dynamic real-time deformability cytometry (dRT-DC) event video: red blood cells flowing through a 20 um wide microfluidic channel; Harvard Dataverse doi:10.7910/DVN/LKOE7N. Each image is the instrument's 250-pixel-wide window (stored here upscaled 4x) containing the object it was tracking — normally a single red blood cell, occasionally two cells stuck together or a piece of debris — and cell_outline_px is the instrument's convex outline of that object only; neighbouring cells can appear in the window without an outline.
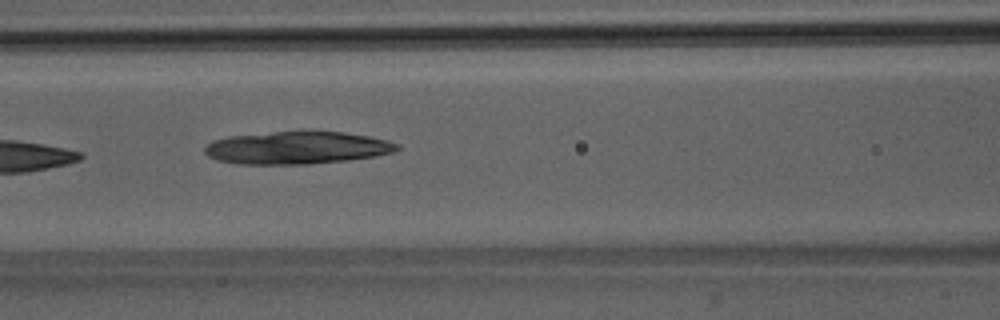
{"species": "Egyptian fruit bat (a non-hibernating species)", "species_latin": "Rousettus aegyptiacus", "temperature_condition": "room temperature", "stored_images_in_passage": 4, "camera_frame_rate_fps": 3000, "um_per_image_px": 0.085, "animal": {"sex": "male"}, "frame": {"image": 1, "passage_image": 3, "time_ms": 2.333, "image_size_px": [1000, 320], "cell_outline_px": [[400, 148], [392, 152], [372, 156], [348, 160], [308, 164], [236, 164], [216, 160], [208, 156], [204, 152], [204, 144], [212, 140], [228, 136], [276, 132], [344, 132], [368, 136], [388, 140], [400, 144]], "centroid_in_image_um": [25.19, 12.57], "position_along_channel_um": 141.4, "area_um2": 36.47}}
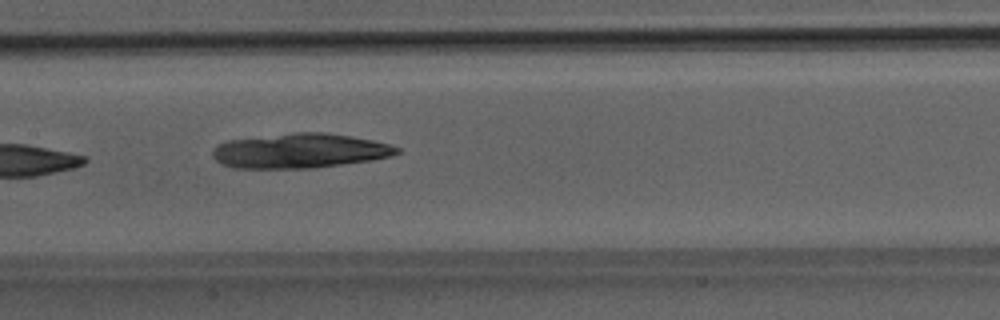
{"frame": {"image": 2, "passage_image": 4, "time_ms": 3.333, "image_size_px": [1000, 320], "cell_outline_px": [[400, 152], [392, 156], [372, 160], [312, 168], [232, 168], [216, 160], [212, 156], [212, 148], [228, 140], [292, 132], [328, 132], [352, 136], [392, 144], [400, 148]], "centroid_in_image_um": [25.51, 12.81], "position_along_channel_um": 181.9, "area_um2": 37.45}}